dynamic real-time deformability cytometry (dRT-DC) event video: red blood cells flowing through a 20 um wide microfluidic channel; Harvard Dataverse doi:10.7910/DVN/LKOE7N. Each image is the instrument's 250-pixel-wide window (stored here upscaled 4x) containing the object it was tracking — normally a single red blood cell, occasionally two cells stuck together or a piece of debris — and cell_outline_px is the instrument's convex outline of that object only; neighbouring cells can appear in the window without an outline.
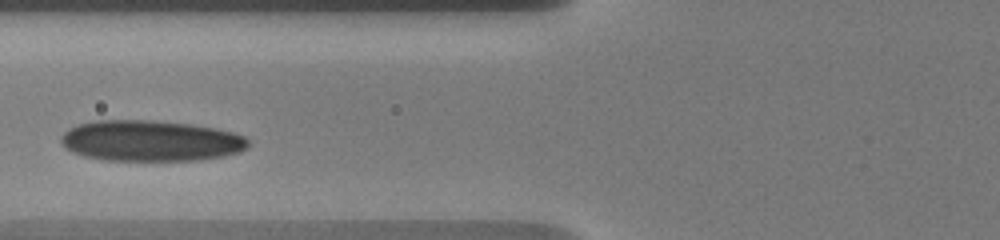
{"species": "human", "species_latin": "Homo sapiens", "temperature_condition": "warm", "stored_images_in_passage": 14, "camera_frame_rate_fps": 3000, "um_per_image_px": 0.085, "donor": {"sex": "male"}, "frame": {"image": 1, "passage_image": 3, "time_ms": 2.0, "image_size_px": [1000, 240], "cell_outline_px": [[252, 144], [248, 148], [240, 152], [224, 156], [196, 160], [104, 160], [84, 156], [72, 152], [64, 148], [60, 144], [60, 136], [68, 128], [76, 124], [96, 120], [152, 120], [192, 124], [216, 128], [232, 132], [244, 136]], "centroid_in_image_um": [12.78, 11.96], "position_along_channel_um": 113.0, "area_um2": 45.14}}
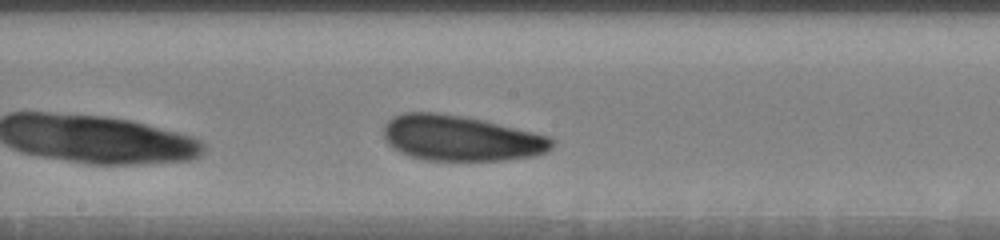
{"frame": {"image": 2, "passage_image": 8, "time_ms": 4.667, "image_size_px": [1000, 240], "cell_outline_px": [[556, 140], [552, 148], [544, 152], [532, 156], [504, 160], [424, 160], [400, 152], [392, 148], [388, 144], [384, 136], [384, 128], [388, 120], [392, 116], [404, 112], [436, 112], [464, 116], [532, 132], [548, 136]], "centroid_in_image_um": [39.14, 11.74], "position_along_channel_um": 209.1, "area_um2": 44.39}}
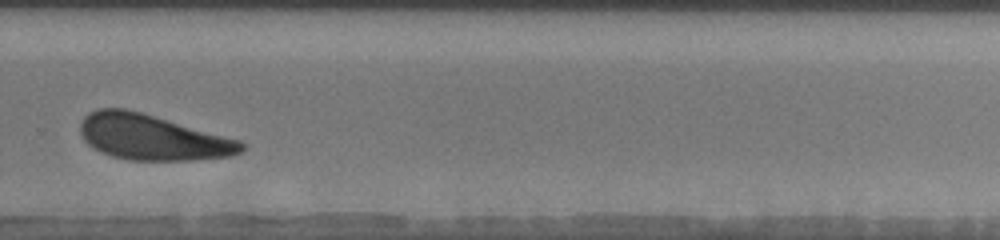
{"frame": {"image": 3, "passage_image": 13, "time_ms": 7.667, "image_size_px": [1000, 240], "cell_outline_px": [[248, 148], [244, 152], [232, 156], [192, 160], [128, 160], [112, 156], [100, 152], [88, 144], [84, 140], [80, 132], [80, 124], [84, 116], [88, 112], [100, 108], [124, 108], [140, 112], [240, 140]], "centroid_in_image_um": [12.96, 11.68], "position_along_channel_um": 316.8, "area_um2": 42.71}}